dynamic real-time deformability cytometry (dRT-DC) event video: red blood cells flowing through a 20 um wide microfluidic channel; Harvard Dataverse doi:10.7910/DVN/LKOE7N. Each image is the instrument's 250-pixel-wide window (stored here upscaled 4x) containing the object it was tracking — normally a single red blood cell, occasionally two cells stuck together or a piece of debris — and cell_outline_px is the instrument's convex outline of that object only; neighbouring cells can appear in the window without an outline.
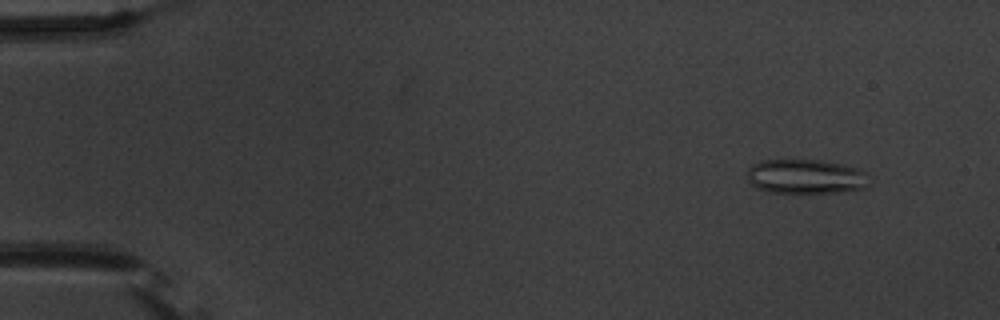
{"species": "common noctule bat (a hibernating species)", "species_latin": "Nyctalus noctula", "temperature_condition": "warm", "stored_images_in_passage": 56, "camera_frame_rate_fps": 3000, "um_per_image_px": 0.085, "animal": {"sex": "male", "body_mass_g": 20.1, "forearm_length_mm": 53.5}, "frame": {"image": 1, "passage_image": 6, "time_ms": 1.667, "image_size_px": [1000, 320], "cell_outline_px": [[872, 180], [864, 188], [840, 192], [768, 192], [756, 188], [748, 180], [748, 168], [752, 164], [760, 160], [820, 160], [840, 164], [856, 168], [864, 172]], "centroid_in_image_um": [68.48, 15.0], "position_along_channel_um": 16.5, "area_um2": 24.45}}
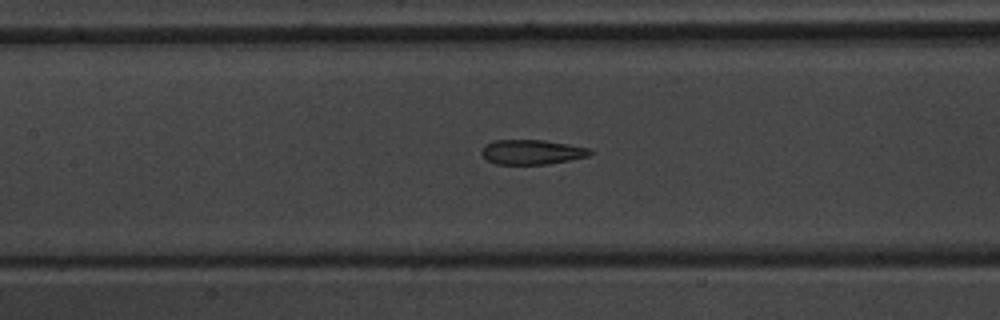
{"frame": {"image": 2, "passage_image": 27, "time_ms": 8.667, "image_size_px": [1000, 320], "cell_outline_px": [[596, 152], [588, 156], [548, 164], [496, 164], [488, 160], [480, 152], [488, 144], [496, 140], [544, 140], [568, 144], [588, 148]], "centroid_in_image_um": [45.25, 12.92], "position_along_channel_um": 162.1, "area_um2": 15.43}}
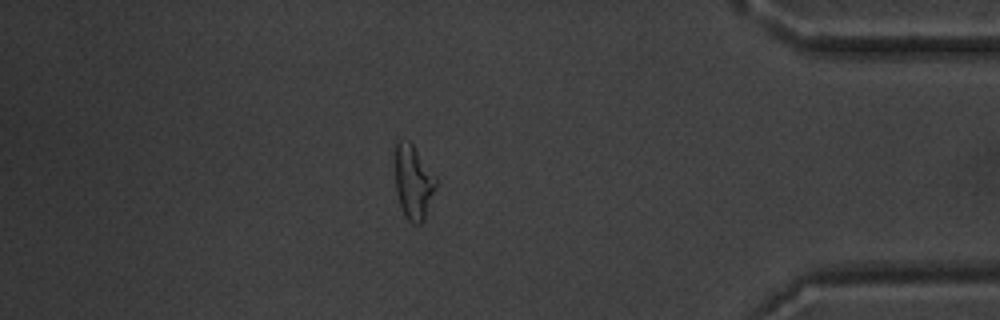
{"frame": {"image": 3, "passage_image": 49, "time_ms": 16.0, "image_size_px": [1000, 320], "cell_outline_px": [[436, 188], [424, 220], [420, 224], [412, 224], [404, 216], [400, 204], [396, 188], [396, 144], [400, 140], [408, 140], [412, 144], [436, 176]], "centroid_in_image_um": [35.15, 15.51], "position_along_channel_um": 400.0, "area_um2": 17.46}, "authors_computed_cell_mechanics": {"area_um2": 17.4556, "velocity_mm_per_s": 3.6918, "shape_relaxation_time_tau1_ms": 11.1592, "shape_relaxation_time_tau2_ms": 1.8932, "deformation_change_tau1": 0.207, "deformation_change_tau2": 0.0938}}